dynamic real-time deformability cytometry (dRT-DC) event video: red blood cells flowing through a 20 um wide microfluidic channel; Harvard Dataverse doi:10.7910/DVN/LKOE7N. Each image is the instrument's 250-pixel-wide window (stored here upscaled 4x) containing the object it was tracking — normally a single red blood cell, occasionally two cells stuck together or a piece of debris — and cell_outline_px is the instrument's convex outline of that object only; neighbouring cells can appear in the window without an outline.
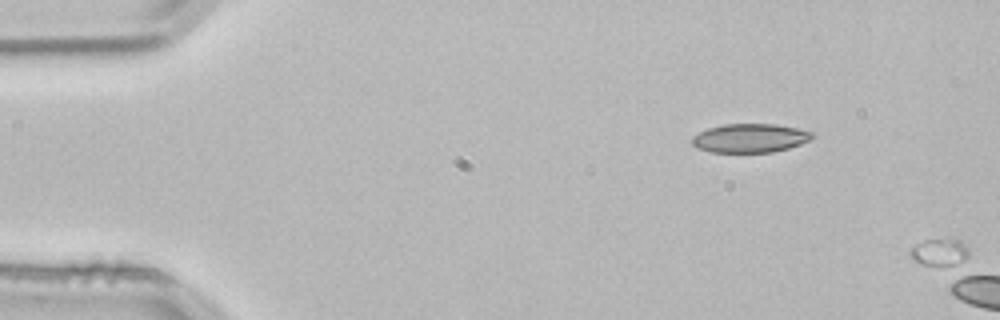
{"species": "common noctule bat (a hibernating species)", "species_latin": "Nyctalus noctula", "temperature_condition": "room temperature", "stored_images_in_passage": 2, "camera_frame_rate_fps": 3000, "um_per_image_px": 0.085, "animal": {"sex": "male", "body_mass_g": 21.5, "forearm_length_mm": 52.0}, "frame": {"image": 1, "passage_image": 1, "time_ms": 0.0, "image_size_px": [1000, 320], "cell_outline_px": [[816, 136], [800, 144], [788, 148], [772, 152], [712, 152], [700, 148], [692, 144], [692, 136], [708, 128], [724, 124], [776, 124], [796, 128], [812, 132]], "centroid_in_image_um": [63.76, 11.73], "position_along_channel_um": 21.2, "area_um2": 20.0}}